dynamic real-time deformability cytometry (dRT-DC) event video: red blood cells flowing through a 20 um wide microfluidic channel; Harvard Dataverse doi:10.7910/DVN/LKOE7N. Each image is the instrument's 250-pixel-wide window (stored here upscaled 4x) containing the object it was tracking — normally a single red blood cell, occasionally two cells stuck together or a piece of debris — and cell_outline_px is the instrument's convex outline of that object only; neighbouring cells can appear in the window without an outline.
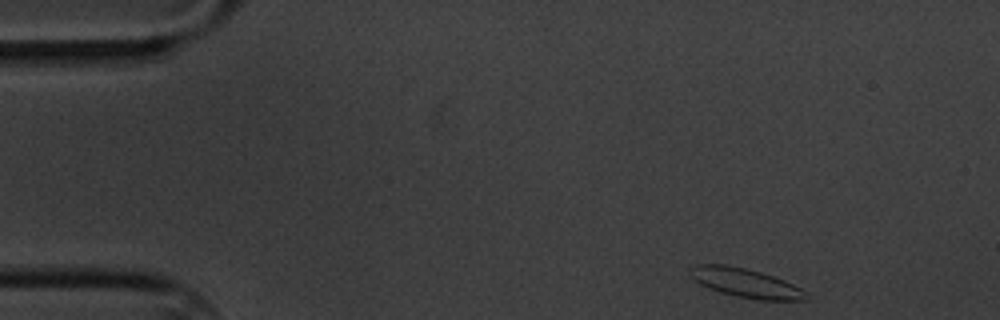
{"species": "common noctule bat (a hibernating species)", "species_latin": "Nyctalus noctula", "temperature_condition": "cold", "stored_images_in_passage": 5, "camera_frame_rate_fps": 3000, "um_per_image_px": 0.085, "animal": {"sex": "male", "body_mass_g": 20.1, "forearm_length_mm": 53.5}, "frame": {"image": 1, "passage_image": 1, "time_ms": 0.0, "image_size_px": [1000, 320], "cell_outline_px": [[808, 300], [760, 300], [736, 296], [720, 292], [708, 288], [700, 284], [688, 272], [688, 268], [696, 264], [728, 264], [760, 272], [784, 280], [800, 288], [804, 292]], "centroid_in_image_um": [63.32, 24.04], "position_along_channel_um": 21.7, "area_um2": 19.48}}
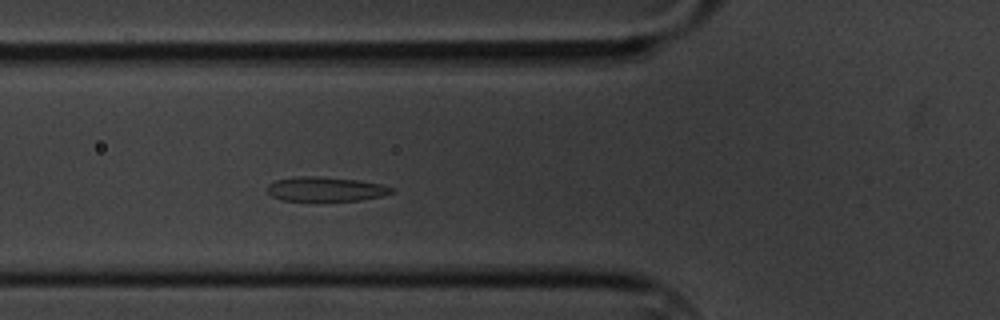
{"frame": {"image": 2, "passage_image": 5, "time_ms": 4.667, "image_size_px": [1000, 320], "cell_outline_px": [[396, 188], [392, 192], [384, 196], [360, 200], [280, 200], [272, 196], [268, 192], [268, 184], [276, 180], [300, 176], [316, 176], [360, 180], [380, 184]], "centroid_in_image_um": [27.71, 16.07], "position_along_channel_um": 98.1, "area_um2": 17.57}}